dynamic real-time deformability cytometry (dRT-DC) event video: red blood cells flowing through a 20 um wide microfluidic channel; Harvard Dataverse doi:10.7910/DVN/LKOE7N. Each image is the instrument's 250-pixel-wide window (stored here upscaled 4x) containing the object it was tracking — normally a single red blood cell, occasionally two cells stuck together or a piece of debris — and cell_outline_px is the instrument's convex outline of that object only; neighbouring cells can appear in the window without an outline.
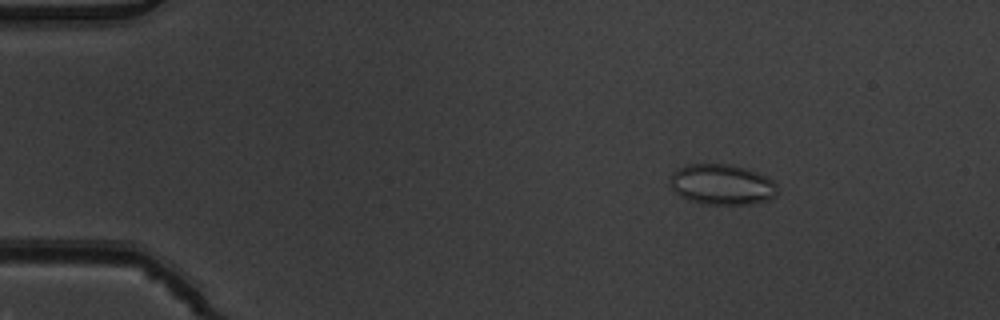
{"species": "common noctule bat (a hibernating species)", "species_latin": "Nyctalus noctula", "temperature_condition": "warm", "stored_images_in_passage": 6, "camera_frame_rate_fps": 3000, "um_per_image_px": 0.085, "animal": {"sex": "male", "body_mass_g": 19.5, "forearm_length_mm": 54.6}, "frame": {"image": 1, "passage_image": 3, "time_ms": 0.667, "image_size_px": [1000, 320], "cell_outline_px": [[776, 196], [768, 200], [756, 204], [704, 204], [688, 200], [680, 196], [672, 188], [672, 172], [688, 164], [728, 164], [744, 168], [768, 176], [776, 184]], "centroid_in_image_um": [61.4, 15.69], "position_along_channel_um": 23.6, "area_um2": 25.26}}
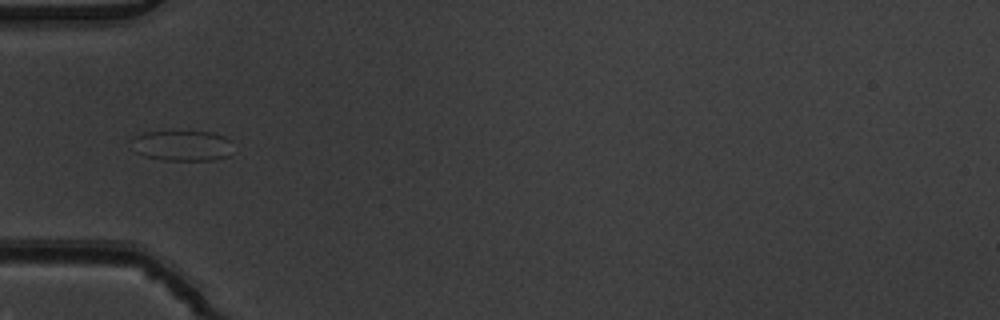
{"frame": {"image": 2, "passage_image": 6, "time_ms": 1.667, "image_size_px": [1000, 320], "cell_outline_px": [[232, 140], [228, 156], [212, 160], [164, 160], [144, 156], [136, 152], [128, 140], [144, 132], [212, 132], [224, 136]], "centroid_in_image_um": [15.45, 12.38], "position_along_channel_um": 69.5, "area_um2": 18.03}}